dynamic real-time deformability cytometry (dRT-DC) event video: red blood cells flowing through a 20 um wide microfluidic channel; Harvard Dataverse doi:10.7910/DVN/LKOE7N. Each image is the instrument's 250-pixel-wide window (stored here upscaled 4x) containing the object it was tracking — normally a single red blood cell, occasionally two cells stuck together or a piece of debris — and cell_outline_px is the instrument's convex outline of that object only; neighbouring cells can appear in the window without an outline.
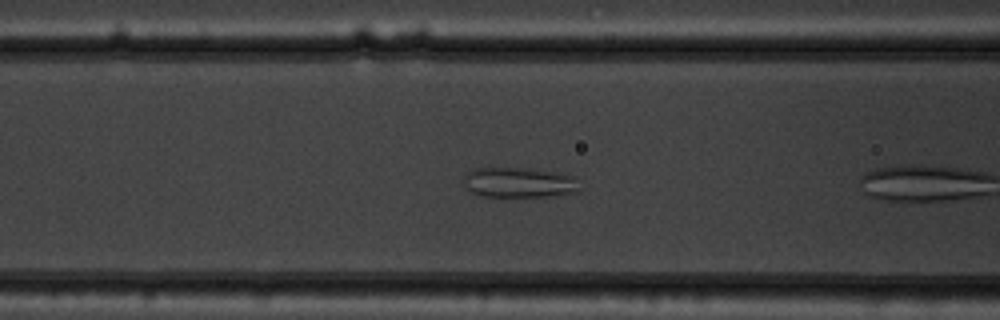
{"species": "common noctule bat (a hibernating species)", "species_latin": "Nyctalus noctula", "temperature_condition": "warm", "stored_images_in_passage": 10, "camera_frame_rate_fps": 3000, "um_per_image_px": 0.085, "animal": {"sex": "male", "body_mass_g": 19.5, "forearm_length_mm": 54.6}, "frame": {"image": 1, "passage_image": 6, "time_ms": 1.667, "image_size_px": [1000, 320], "cell_outline_px": [[580, 192], [548, 196], [484, 196], [472, 192], [464, 184], [464, 176], [468, 172], [476, 168], [528, 168], [572, 176]], "centroid_in_image_um": [44.08, 15.51], "position_along_channel_um": 122.5, "area_um2": 19.88}}
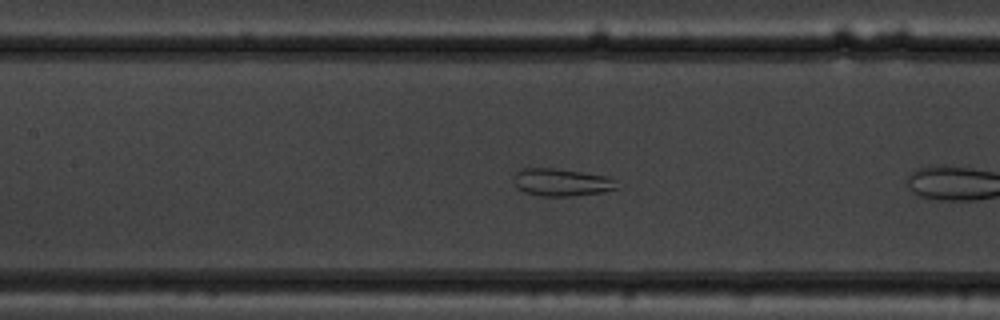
{"frame": {"image": 2, "passage_image": 9, "time_ms": 2.667, "image_size_px": [1000, 320], "cell_outline_px": [[620, 188], [604, 192], [572, 196], [540, 196], [524, 192], [516, 188], [512, 180], [512, 176], [516, 172], [524, 168], [552, 168], [580, 172], [604, 176], [612, 180]], "centroid_in_image_um": [47.65, 15.51], "position_along_channel_um": 159.7, "area_um2": 16.53}}